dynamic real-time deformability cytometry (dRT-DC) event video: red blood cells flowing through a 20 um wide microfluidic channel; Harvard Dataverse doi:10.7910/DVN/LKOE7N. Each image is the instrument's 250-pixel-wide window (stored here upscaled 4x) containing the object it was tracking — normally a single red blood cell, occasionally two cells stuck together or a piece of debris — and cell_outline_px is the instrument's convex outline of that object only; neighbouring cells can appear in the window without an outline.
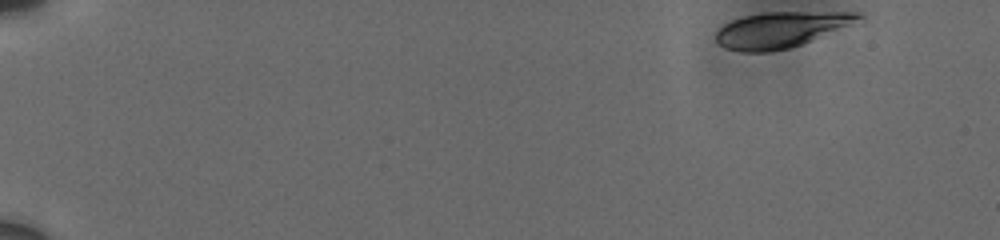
{"species": "human", "species_latin": "Homo sapiens", "temperature_condition": "cold", "stored_images_in_passage": 20, "camera_frame_rate_fps": 3000, "um_per_image_px": 0.085, "donor": {"sex": "male"}, "frame": {"image": 1, "passage_image": 1, "time_ms": 0.0, "image_size_px": [1000, 240], "cell_outline_px": [[864, 20], [792, 48], [768, 52], [740, 52], [724, 48], [716, 40], [716, 32], [724, 24], [732, 20], [744, 16], [764, 12], [860, 12], [864, 16]], "centroid_in_image_um": [66.42, 2.52], "position_along_channel_um": 18.6, "area_um2": 30.0}}
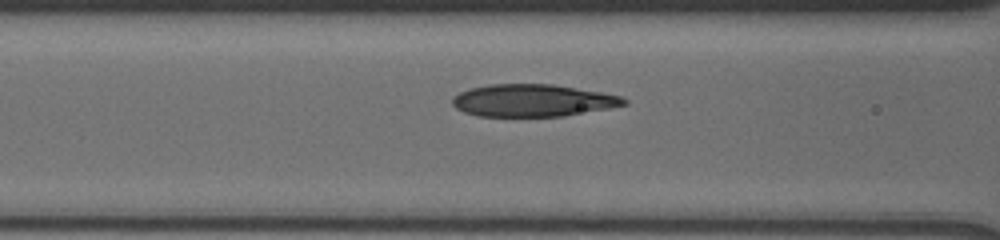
{"frame": {"image": 2, "passage_image": 17, "time_ms": 7.0, "image_size_px": [1000, 240], "cell_outline_px": [[628, 104], [608, 108], [564, 116], [476, 116], [464, 112], [456, 108], [452, 104], [452, 96], [468, 88], [488, 84], [552, 84], [600, 92], [620, 96], [628, 100]], "centroid_in_image_um": [45.23, 8.54], "position_along_channel_um": 121.4, "area_um2": 32.31}}
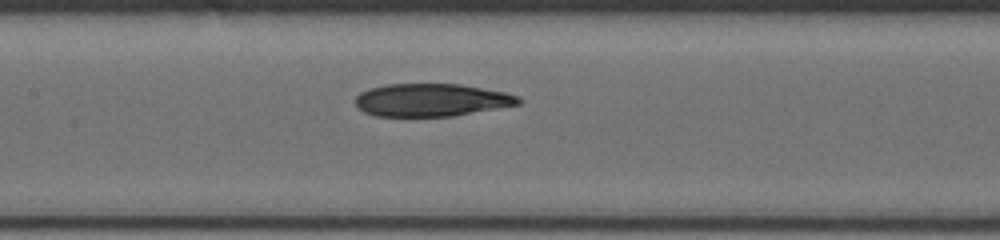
{"frame": {"image": 3, "passage_image": 20, "time_ms": 8.333, "image_size_px": [1000, 240], "cell_outline_px": [[524, 100], [520, 104], [452, 116], [376, 116], [364, 112], [352, 100], [360, 92], [368, 88], [388, 84], [460, 84], [504, 92], [520, 96]], "centroid_in_image_um": [36.66, 8.49], "position_along_channel_um": 170.7, "area_um2": 31.21}}